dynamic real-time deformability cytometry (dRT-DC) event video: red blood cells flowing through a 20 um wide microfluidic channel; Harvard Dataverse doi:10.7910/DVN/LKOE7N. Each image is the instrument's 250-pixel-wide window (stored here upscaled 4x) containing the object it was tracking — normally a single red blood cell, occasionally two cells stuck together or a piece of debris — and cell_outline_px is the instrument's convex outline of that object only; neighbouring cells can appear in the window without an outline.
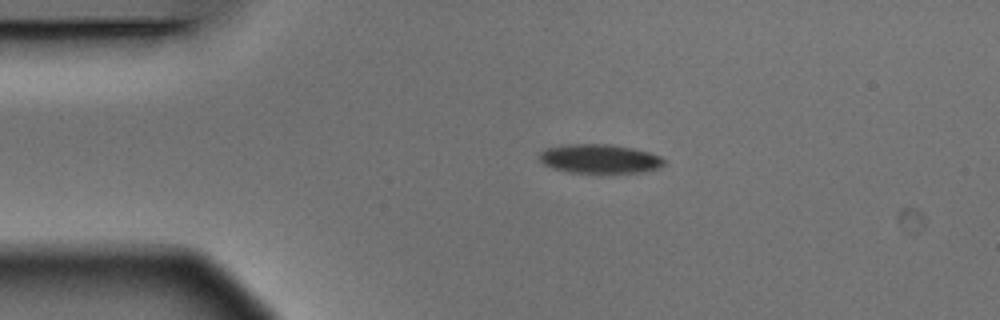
{"species": "Egyptian fruit bat (a non-hibernating species)", "species_latin": "Rousettus aegyptiacus", "temperature_condition": "warm", "stored_images_in_passage": 3, "camera_frame_rate_fps": 3000, "um_per_image_px": 0.085, "animal": {"sex": "male"}, "frame": {"image": 1, "passage_image": 2, "time_ms": 0.333, "image_size_px": [1000, 320], "cell_outline_px": [[664, 164], [660, 168], [640, 172], [568, 172], [552, 168], [544, 164], [540, 160], [540, 152], [544, 148], [568, 144], [608, 144], [632, 148], [648, 152], [660, 156], [664, 160]], "centroid_in_image_um": [50.95, 13.49], "position_along_channel_um": 34.1, "area_um2": 20.92}}